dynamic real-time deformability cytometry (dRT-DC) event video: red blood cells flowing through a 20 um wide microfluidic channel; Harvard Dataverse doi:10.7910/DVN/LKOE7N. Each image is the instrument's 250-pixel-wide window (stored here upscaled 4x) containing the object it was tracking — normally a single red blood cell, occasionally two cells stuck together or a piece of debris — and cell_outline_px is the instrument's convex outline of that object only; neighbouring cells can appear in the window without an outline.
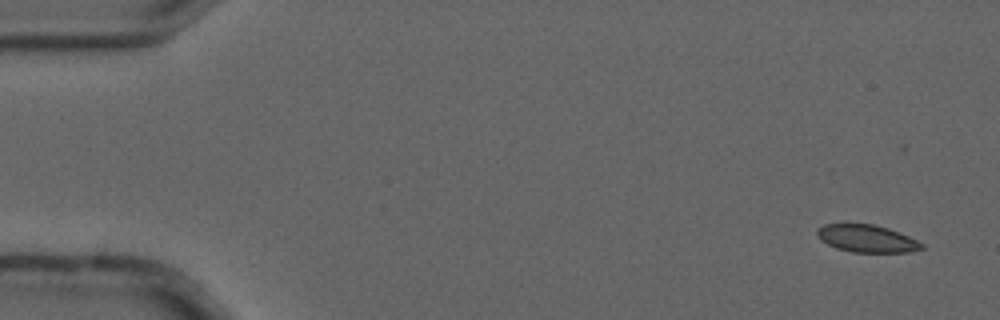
{"species": "common noctule bat (a hibernating species)", "species_latin": "Nyctalus noctula", "temperature_condition": "cold", "stored_images_in_passage": 14, "camera_frame_rate_fps": 3000, "um_per_image_px": 0.085, "animal": {"sex": "male", "forearm_length_mm": 52.5}, "frame": {"image": 1, "passage_image": 1, "time_ms": 0.0, "image_size_px": [1000, 320], "cell_outline_px": [[924, 248], [908, 252], [852, 252], [836, 248], [820, 240], [816, 232], [824, 224], [872, 224], [888, 228], [908, 236], [924, 244]], "centroid_in_image_um": [73.68, 20.28], "position_along_channel_um": 11.3, "area_um2": 16.53}}
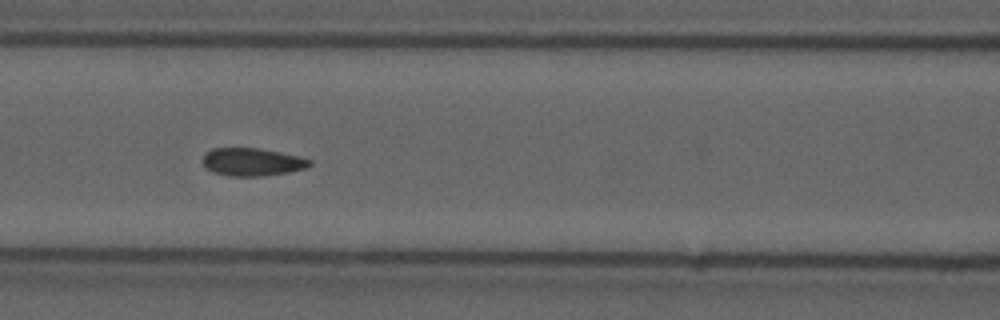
{"frame": {"image": 2, "passage_image": 6, "time_ms": 1.667, "image_size_px": [1000, 320], "cell_outline_px": [[312, 164], [308, 168], [288, 172], [264, 176], [228, 176], [216, 172], [208, 168], [204, 164], [204, 152], [212, 148], [260, 148], [280, 152], [312, 160]], "centroid_in_image_um": [21.47, 13.76], "position_along_channel_um": 145.1, "area_um2": 17.28}}
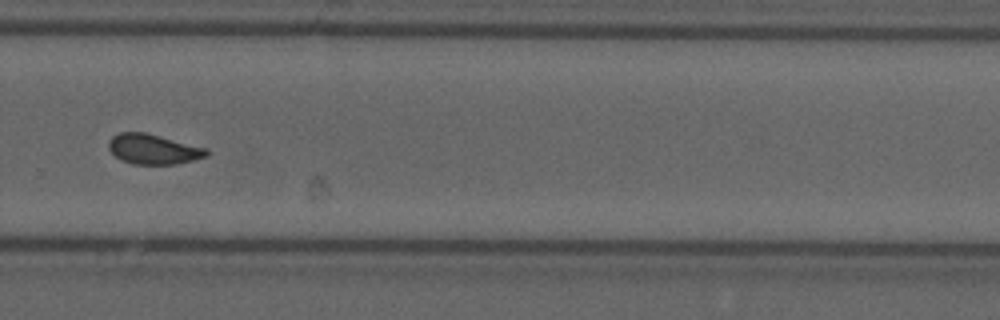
{"frame": {"image": 3, "passage_image": 10, "time_ms": 3.0, "image_size_px": [1000, 320], "cell_outline_px": [[212, 152], [208, 156], [176, 164], [132, 164], [120, 160], [108, 148], [108, 140], [112, 136], [120, 132], [144, 132], [208, 148]], "centroid_in_image_um": [13.05, 12.68], "position_along_channel_um": 316.8, "area_um2": 17.28}}